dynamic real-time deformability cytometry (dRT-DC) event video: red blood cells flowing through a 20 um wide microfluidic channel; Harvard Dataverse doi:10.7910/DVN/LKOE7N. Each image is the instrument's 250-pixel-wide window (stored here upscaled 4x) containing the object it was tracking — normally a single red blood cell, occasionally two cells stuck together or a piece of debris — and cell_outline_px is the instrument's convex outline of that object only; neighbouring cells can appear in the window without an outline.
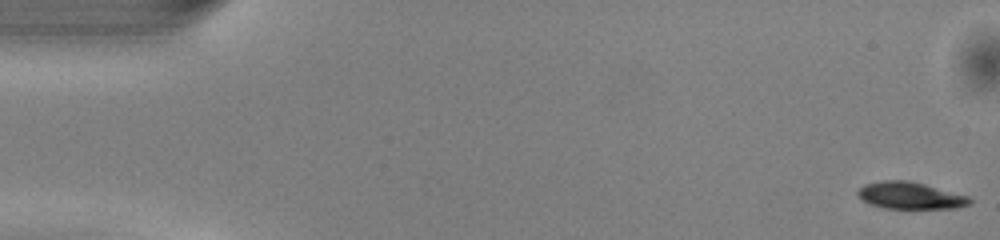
{"species": "common noctule bat (a hibernating species)", "species_latin": "Nyctalus noctula", "temperature_condition": "warm", "stored_images_in_passage": 50, "camera_frame_rate_fps": 3000, "um_per_image_px": 0.085, "animal": {"sex": "male", "body_mass_g": 13.0, "forearm_length_mm": 53.1}, "frame": {"image": 1, "passage_image": 1, "time_ms": 0.0, "image_size_px": [1000, 240], "cell_outline_px": [[972, 204], [956, 208], [884, 208], [872, 204], [856, 196], [856, 192], [864, 184], [880, 180], [908, 180], [924, 184], [968, 196], [972, 200]], "centroid_in_image_um": [77.36, 16.61], "position_along_channel_um": 7.6, "area_um2": 17.51}}
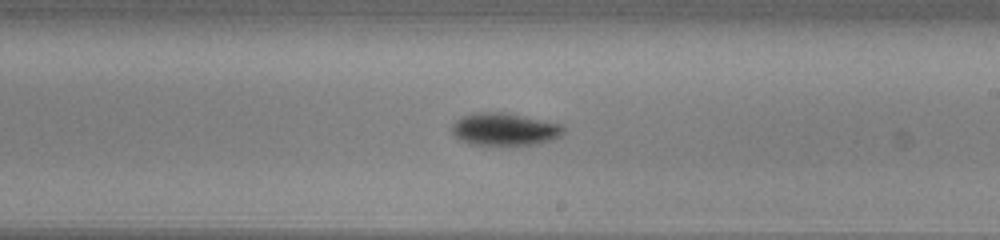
{"frame": {"image": 2, "passage_image": 29, "time_ms": 9.333, "image_size_px": [1000, 240], "cell_outline_px": [[564, 132], [560, 136], [552, 140], [540, 144], [468, 144], [460, 140], [452, 132], [452, 124], [456, 120], [472, 112], [508, 112], [564, 124]], "centroid_in_image_um": [42.93, 10.96], "position_along_channel_um": 246.1, "area_um2": 21.33}}
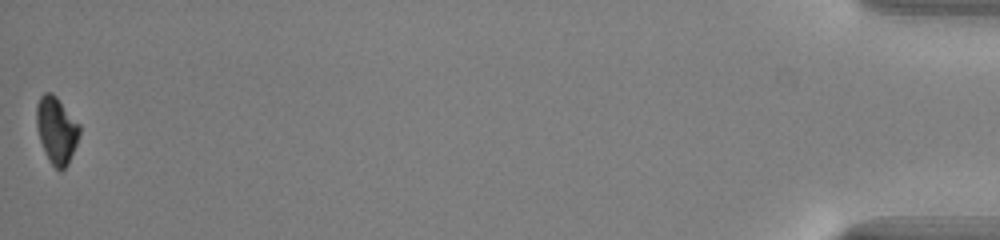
{"frame": {"image": 3, "passage_image": 50, "time_ms": 16.333, "image_size_px": [1000, 240], "cell_outline_px": [[80, 132], [76, 144], [68, 164], [60, 172], [48, 160], [44, 152], [36, 128], [36, 104], [40, 96], [44, 92], [52, 92], [56, 96], [80, 124]], "centroid_in_image_um": [4.78, 11.04], "position_along_channel_um": 430.4, "area_um2": 16.88}, "authors_computed_cell_mechanics": {"area_um2": 19.0451, "velocity_mm_per_s": 4.0964, "shape_relaxation_time_tau1_ms": 1.5173, "shape_relaxation_time_tau2_ms": null, "deformation_change_tau1": 0.104, "deformation_change_tau2": null}}